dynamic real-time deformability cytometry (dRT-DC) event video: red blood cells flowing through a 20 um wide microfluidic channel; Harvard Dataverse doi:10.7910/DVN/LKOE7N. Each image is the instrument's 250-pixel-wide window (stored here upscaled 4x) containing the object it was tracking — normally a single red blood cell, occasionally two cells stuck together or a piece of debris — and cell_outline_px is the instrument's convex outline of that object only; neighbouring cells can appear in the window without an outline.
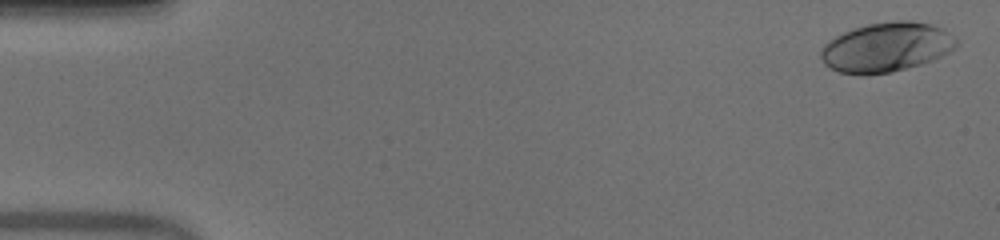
{"species": "human", "species_latin": "Homo sapiens", "temperature_condition": "warm", "stored_images_in_passage": 52, "camera_frame_rate_fps": 3000, "um_per_image_px": 0.085, "donor": {"sex": "male"}, "frame": {"image": 1, "passage_image": 2, "time_ms": 0.333, "image_size_px": [1000, 240], "cell_outline_px": [[956, 48], [932, 60], [920, 64], [892, 72], [840, 72], [828, 68], [824, 64], [820, 56], [820, 48], [824, 44], [836, 36], [844, 32], [868, 24], [896, 20], [912, 20], [932, 24], [940, 28], [956, 40]], "centroid_in_image_um": [75.32, 3.98], "position_along_channel_um": 9.7, "area_um2": 38.26}}
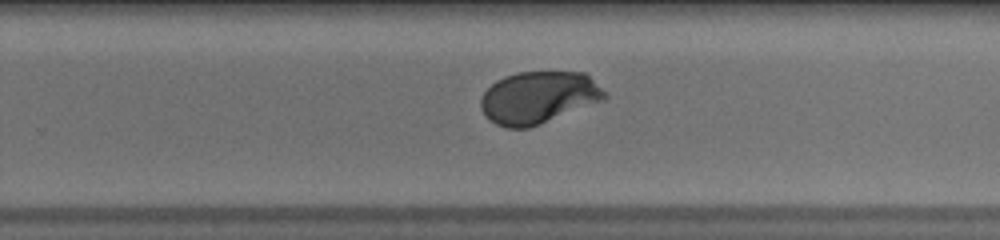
{"frame": {"image": 2, "passage_image": 34, "time_ms": 11.0, "image_size_px": [1000, 240], "cell_outline_px": [[608, 96], [604, 100], [540, 124], [528, 128], [504, 128], [488, 120], [480, 108], [480, 100], [484, 92], [496, 80], [504, 76], [516, 72], [584, 72]], "centroid_in_image_um": [45.72, 8.3], "position_along_channel_um": 284.1, "area_um2": 37.57}}
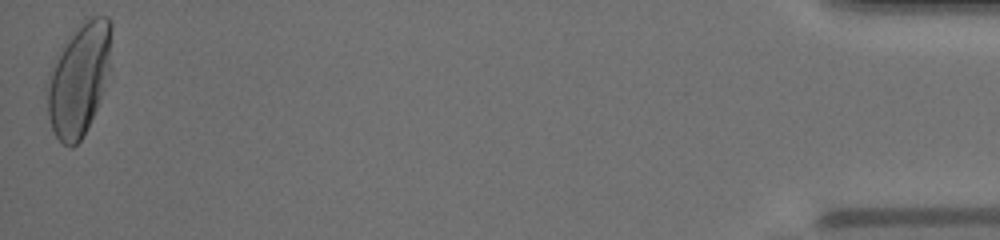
{"frame": {"image": 3, "passage_image": 52, "time_ms": 17.0, "image_size_px": [1000, 240], "cell_outline_px": [[112, 28], [108, 52], [100, 96], [96, 108], [80, 140], [72, 148], [64, 144], [56, 136], [52, 128], [48, 116], [48, 72], [60, 48], [88, 16], [108, 16], [112, 24]], "centroid_in_image_um": [6.65, 6.71], "position_along_channel_um": 428.5, "area_um2": 40.34}, "authors_computed_cell_mechanics": {"area_um2": 37.9168, "velocity_mm_per_s": 3.9602, "shape_relaxation_time_tau1_ms": 3.5493, "shape_relaxation_time_tau2_ms": null, "deformation_change_tau1": 0.1859, "deformation_change_tau2": null}}